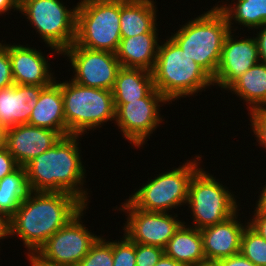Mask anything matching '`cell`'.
I'll list each match as a JSON object with an SVG mask.
<instances>
[{
  "mask_svg": "<svg viewBox=\"0 0 266 266\" xmlns=\"http://www.w3.org/2000/svg\"><path fill=\"white\" fill-rule=\"evenodd\" d=\"M86 205L68 192L30 191L7 221V237H18L33 256L59 229Z\"/></svg>",
  "mask_w": 266,
  "mask_h": 266,
  "instance_id": "6da1fadb",
  "label": "cell"
},
{
  "mask_svg": "<svg viewBox=\"0 0 266 266\" xmlns=\"http://www.w3.org/2000/svg\"><path fill=\"white\" fill-rule=\"evenodd\" d=\"M82 137L72 134L61 137L24 166L30 191L68 192L88 206L92 198L85 187L87 170L81 160L82 145L79 142Z\"/></svg>",
  "mask_w": 266,
  "mask_h": 266,
  "instance_id": "7a4b0ae2",
  "label": "cell"
},
{
  "mask_svg": "<svg viewBox=\"0 0 266 266\" xmlns=\"http://www.w3.org/2000/svg\"><path fill=\"white\" fill-rule=\"evenodd\" d=\"M152 72L156 88L171 104L192 98L213 85L212 77L168 36L160 41ZM192 96V97H191Z\"/></svg>",
  "mask_w": 266,
  "mask_h": 266,
  "instance_id": "3957f363",
  "label": "cell"
},
{
  "mask_svg": "<svg viewBox=\"0 0 266 266\" xmlns=\"http://www.w3.org/2000/svg\"><path fill=\"white\" fill-rule=\"evenodd\" d=\"M191 17L169 35L212 78L220 61L226 36L231 31L225 15L216 7ZM193 18V19H192Z\"/></svg>",
  "mask_w": 266,
  "mask_h": 266,
  "instance_id": "277c9868",
  "label": "cell"
},
{
  "mask_svg": "<svg viewBox=\"0 0 266 266\" xmlns=\"http://www.w3.org/2000/svg\"><path fill=\"white\" fill-rule=\"evenodd\" d=\"M191 158L177 168L161 170L153 179L148 177V181L135 188L127 200L135 208L148 212L174 213V209L186 207L190 180L201 166L204 167L202 155L195 154Z\"/></svg>",
  "mask_w": 266,
  "mask_h": 266,
  "instance_id": "5b68a950",
  "label": "cell"
},
{
  "mask_svg": "<svg viewBox=\"0 0 266 266\" xmlns=\"http://www.w3.org/2000/svg\"><path fill=\"white\" fill-rule=\"evenodd\" d=\"M61 91L66 136L72 134L85 137L88 131L100 130L110 122L115 123L112 91L83 86L70 79L61 81Z\"/></svg>",
  "mask_w": 266,
  "mask_h": 266,
  "instance_id": "8992f818",
  "label": "cell"
},
{
  "mask_svg": "<svg viewBox=\"0 0 266 266\" xmlns=\"http://www.w3.org/2000/svg\"><path fill=\"white\" fill-rule=\"evenodd\" d=\"M207 172L202 166L194 173L189 183L187 210L192 223H184L199 230L221 223L234 215L242 206L220 178ZM188 222V223H187ZM192 224V225H190Z\"/></svg>",
  "mask_w": 266,
  "mask_h": 266,
  "instance_id": "52a82bcc",
  "label": "cell"
},
{
  "mask_svg": "<svg viewBox=\"0 0 266 266\" xmlns=\"http://www.w3.org/2000/svg\"><path fill=\"white\" fill-rule=\"evenodd\" d=\"M62 0H20L19 13L58 56L75 42L77 5Z\"/></svg>",
  "mask_w": 266,
  "mask_h": 266,
  "instance_id": "ba28073f",
  "label": "cell"
},
{
  "mask_svg": "<svg viewBox=\"0 0 266 266\" xmlns=\"http://www.w3.org/2000/svg\"><path fill=\"white\" fill-rule=\"evenodd\" d=\"M75 44L116 53L121 40L120 0H79Z\"/></svg>",
  "mask_w": 266,
  "mask_h": 266,
  "instance_id": "9c48e42d",
  "label": "cell"
},
{
  "mask_svg": "<svg viewBox=\"0 0 266 266\" xmlns=\"http://www.w3.org/2000/svg\"><path fill=\"white\" fill-rule=\"evenodd\" d=\"M89 206H85L65 226L55 232L33 257L47 266H78L100 237L85 226L84 216L88 213L86 211L89 210Z\"/></svg>",
  "mask_w": 266,
  "mask_h": 266,
  "instance_id": "30bf717a",
  "label": "cell"
},
{
  "mask_svg": "<svg viewBox=\"0 0 266 266\" xmlns=\"http://www.w3.org/2000/svg\"><path fill=\"white\" fill-rule=\"evenodd\" d=\"M165 104L171 106V103L156 88L145 98L124 104H114V125L118 130L120 129L119 132L125 141L130 143L131 148L135 150L145 148L147 139H150L162 123L164 124L165 117L160 113V107H165Z\"/></svg>",
  "mask_w": 266,
  "mask_h": 266,
  "instance_id": "8fae6325",
  "label": "cell"
},
{
  "mask_svg": "<svg viewBox=\"0 0 266 266\" xmlns=\"http://www.w3.org/2000/svg\"><path fill=\"white\" fill-rule=\"evenodd\" d=\"M113 211H120L121 214L123 212L122 215L127 216L121 231L130 241L163 249L184 223L178 218L180 214L144 211L135 208L127 199Z\"/></svg>",
  "mask_w": 266,
  "mask_h": 266,
  "instance_id": "7c38bea8",
  "label": "cell"
},
{
  "mask_svg": "<svg viewBox=\"0 0 266 266\" xmlns=\"http://www.w3.org/2000/svg\"><path fill=\"white\" fill-rule=\"evenodd\" d=\"M60 55L71 63L69 67L73 73L70 80L83 86L112 91L121 68L116 53L92 50L73 43Z\"/></svg>",
  "mask_w": 266,
  "mask_h": 266,
  "instance_id": "4fadbf2b",
  "label": "cell"
},
{
  "mask_svg": "<svg viewBox=\"0 0 266 266\" xmlns=\"http://www.w3.org/2000/svg\"><path fill=\"white\" fill-rule=\"evenodd\" d=\"M242 32L230 31L225 38L213 85L226 91L242 74L259 62L257 41ZM235 34H238L237 36ZM240 38V39H239Z\"/></svg>",
  "mask_w": 266,
  "mask_h": 266,
  "instance_id": "5bb4252c",
  "label": "cell"
},
{
  "mask_svg": "<svg viewBox=\"0 0 266 266\" xmlns=\"http://www.w3.org/2000/svg\"><path fill=\"white\" fill-rule=\"evenodd\" d=\"M15 43L8 42L14 84L49 86L56 79L51 58L34 45Z\"/></svg>",
  "mask_w": 266,
  "mask_h": 266,
  "instance_id": "9a60e30c",
  "label": "cell"
},
{
  "mask_svg": "<svg viewBox=\"0 0 266 266\" xmlns=\"http://www.w3.org/2000/svg\"><path fill=\"white\" fill-rule=\"evenodd\" d=\"M241 207L225 221L200 230L206 261H218L240 253L242 234L248 225V220L242 211L243 206ZM241 214L244 216L241 217ZM243 217L244 222L240 219Z\"/></svg>",
  "mask_w": 266,
  "mask_h": 266,
  "instance_id": "2e32d148",
  "label": "cell"
},
{
  "mask_svg": "<svg viewBox=\"0 0 266 266\" xmlns=\"http://www.w3.org/2000/svg\"><path fill=\"white\" fill-rule=\"evenodd\" d=\"M62 136L54 130L19 124L7 130L6 148L19 166L44 153Z\"/></svg>",
  "mask_w": 266,
  "mask_h": 266,
  "instance_id": "e0dca14e",
  "label": "cell"
},
{
  "mask_svg": "<svg viewBox=\"0 0 266 266\" xmlns=\"http://www.w3.org/2000/svg\"><path fill=\"white\" fill-rule=\"evenodd\" d=\"M44 87L14 84L0 89V122L8 129L28 124L32 109Z\"/></svg>",
  "mask_w": 266,
  "mask_h": 266,
  "instance_id": "ac0fdd59",
  "label": "cell"
},
{
  "mask_svg": "<svg viewBox=\"0 0 266 266\" xmlns=\"http://www.w3.org/2000/svg\"><path fill=\"white\" fill-rule=\"evenodd\" d=\"M28 124L57 131L62 137L66 136L61 80H57V76L49 86L41 90Z\"/></svg>",
  "mask_w": 266,
  "mask_h": 266,
  "instance_id": "d6986e66",
  "label": "cell"
},
{
  "mask_svg": "<svg viewBox=\"0 0 266 266\" xmlns=\"http://www.w3.org/2000/svg\"><path fill=\"white\" fill-rule=\"evenodd\" d=\"M159 32H147L132 37H121L117 59L124 68H142L152 71L162 39Z\"/></svg>",
  "mask_w": 266,
  "mask_h": 266,
  "instance_id": "ffe728a7",
  "label": "cell"
},
{
  "mask_svg": "<svg viewBox=\"0 0 266 266\" xmlns=\"http://www.w3.org/2000/svg\"><path fill=\"white\" fill-rule=\"evenodd\" d=\"M156 0H120L121 37L159 32Z\"/></svg>",
  "mask_w": 266,
  "mask_h": 266,
  "instance_id": "44dd1931",
  "label": "cell"
},
{
  "mask_svg": "<svg viewBox=\"0 0 266 266\" xmlns=\"http://www.w3.org/2000/svg\"><path fill=\"white\" fill-rule=\"evenodd\" d=\"M214 6L225 15L231 31L247 28L253 32L266 23V0H218Z\"/></svg>",
  "mask_w": 266,
  "mask_h": 266,
  "instance_id": "7402d4cb",
  "label": "cell"
},
{
  "mask_svg": "<svg viewBox=\"0 0 266 266\" xmlns=\"http://www.w3.org/2000/svg\"><path fill=\"white\" fill-rule=\"evenodd\" d=\"M226 91L243 100L247 111L266 108V64L256 63L242 74ZM248 104V105H247Z\"/></svg>",
  "mask_w": 266,
  "mask_h": 266,
  "instance_id": "603a6c76",
  "label": "cell"
},
{
  "mask_svg": "<svg viewBox=\"0 0 266 266\" xmlns=\"http://www.w3.org/2000/svg\"><path fill=\"white\" fill-rule=\"evenodd\" d=\"M164 253L187 266L206 261L201 231L183 223L168 241Z\"/></svg>",
  "mask_w": 266,
  "mask_h": 266,
  "instance_id": "cb8c5ba5",
  "label": "cell"
},
{
  "mask_svg": "<svg viewBox=\"0 0 266 266\" xmlns=\"http://www.w3.org/2000/svg\"><path fill=\"white\" fill-rule=\"evenodd\" d=\"M154 89L152 72L142 68L121 67L112 89L114 104L145 98Z\"/></svg>",
  "mask_w": 266,
  "mask_h": 266,
  "instance_id": "d4e9b609",
  "label": "cell"
},
{
  "mask_svg": "<svg viewBox=\"0 0 266 266\" xmlns=\"http://www.w3.org/2000/svg\"><path fill=\"white\" fill-rule=\"evenodd\" d=\"M29 192L25 167L19 166L0 180V215L8 221Z\"/></svg>",
  "mask_w": 266,
  "mask_h": 266,
  "instance_id": "484cf974",
  "label": "cell"
},
{
  "mask_svg": "<svg viewBox=\"0 0 266 266\" xmlns=\"http://www.w3.org/2000/svg\"><path fill=\"white\" fill-rule=\"evenodd\" d=\"M240 253L255 266H266V240L249 225L242 234Z\"/></svg>",
  "mask_w": 266,
  "mask_h": 266,
  "instance_id": "4316f807",
  "label": "cell"
},
{
  "mask_svg": "<svg viewBox=\"0 0 266 266\" xmlns=\"http://www.w3.org/2000/svg\"><path fill=\"white\" fill-rule=\"evenodd\" d=\"M100 235L78 266H113V240Z\"/></svg>",
  "mask_w": 266,
  "mask_h": 266,
  "instance_id": "83f0119b",
  "label": "cell"
},
{
  "mask_svg": "<svg viewBox=\"0 0 266 266\" xmlns=\"http://www.w3.org/2000/svg\"><path fill=\"white\" fill-rule=\"evenodd\" d=\"M119 239L113 240V266H136V243L124 234Z\"/></svg>",
  "mask_w": 266,
  "mask_h": 266,
  "instance_id": "f1b7e54d",
  "label": "cell"
},
{
  "mask_svg": "<svg viewBox=\"0 0 266 266\" xmlns=\"http://www.w3.org/2000/svg\"><path fill=\"white\" fill-rule=\"evenodd\" d=\"M250 128V133L253 132V136L259 145V148H264L266 150V108L257 109L252 112L247 113ZM251 123V124H250ZM252 131V132H251ZM266 152V151H264Z\"/></svg>",
  "mask_w": 266,
  "mask_h": 266,
  "instance_id": "f546056e",
  "label": "cell"
},
{
  "mask_svg": "<svg viewBox=\"0 0 266 266\" xmlns=\"http://www.w3.org/2000/svg\"><path fill=\"white\" fill-rule=\"evenodd\" d=\"M164 249L136 243V266H154L164 255Z\"/></svg>",
  "mask_w": 266,
  "mask_h": 266,
  "instance_id": "4dcf8cb0",
  "label": "cell"
},
{
  "mask_svg": "<svg viewBox=\"0 0 266 266\" xmlns=\"http://www.w3.org/2000/svg\"><path fill=\"white\" fill-rule=\"evenodd\" d=\"M12 85H14V81L8 52V43L2 40L0 42V89Z\"/></svg>",
  "mask_w": 266,
  "mask_h": 266,
  "instance_id": "1f68e13d",
  "label": "cell"
},
{
  "mask_svg": "<svg viewBox=\"0 0 266 266\" xmlns=\"http://www.w3.org/2000/svg\"><path fill=\"white\" fill-rule=\"evenodd\" d=\"M19 165L6 147L0 148V180L14 172Z\"/></svg>",
  "mask_w": 266,
  "mask_h": 266,
  "instance_id": "d6a6232c",
  "label": "cell"
},
{
  "mask_svg": "<svg viewBox=\"0 0 266 266\" xmlns=\"http://www.w3.org/2000/svg\"><path fill=\"white\" fill-rule=\"evenodd\" d=\"M248 225L266 240V214L253 213L248 218Z\"/></svg>",
  "mask_w": 266,
  "mask_h": 266,
  "instance_id": "836d02e7",
  "label": "cell"
},
{
  "mask_svg": "<svg viewBox=\"0 0 266 266\" xmlns=\"http://www.w3.org/2000/svg\"><path fill=\"white\" fill-rule=\"evenodd\" d=\"M253 31L254 32L249 31V34L254 33L256 35L254 37H255V39L257 41V45H258L259 62L266 64V23L264 25H262L261 27L256 28Z\"/></svg>",
  "mask_w": 266,
  "mask_h": 266,
  "instance_id": "e575fe53",
  "label": "cell"
},
{
  "mask_svg": "<svg viewBox=\"0 0 266 266\" xmlns=\"http://www.w3.org/2000/svg\"><path fill=\"white\" fill-rule=\"evenodd\" d=\"M220 266H255L251 261L245 258L241 253L222 258L217 261Z\"/></svg>",
  "mask_w": 266,
  "mask_h": 266,
  "instance_id": "d590c367",
  "label": "cell"
},
{
  "mask_svg": "<svg viewBox=\"0 0 266 266\" xmlns=\"http://www.w3.org/2000/svg\"><path fill=\"white\" fill-rule=\"evenodd\" d=\"M266 183V181L264 182ZM260 183L261 187H258V197L256 196L257 200L255 201V207L249 208V209H254L251 213H265L266 214V184ZM264 184V185H262ZM261 189V190H260Z\"/></svg>",
  "mask_w": 266,
  "mask_h": 266,
  "instance_id": "8d00e7d4",
  "label": "cell"
},
{
  "mask_svg": "<svg viewBox=\"0 0 266 266\" xmlns=\"http://www.w3.org/2000/svg\"><path fill=\"white\" fill-rule=\"evenodd\" d=\"M20 0H0V16L8 15L12 12H19ZM7 13V14H6Z\"/></svg>",
  "mask_w": 266,
  "mask_h": 266,
  "instance_id": "74e56055",
  "label": "cell"
},
{
  "mask_svg": "<svg viewBox=\"0 0 266 266\" xmlns=\"http://www.w3.org/2000/svg\"><path fill=\"white\" fill-rule=\"evenodd\" d=\"M154 266H187V265L177 262L173 258L167 257L164 254Z\"/></svg>",
  "mask_w": 266,
  "mask_h": 266,
  "instance_id": "f35d334b",
  "label": "cell"
},
{
  "mask_svg": "<svg viewBox=\"0 0 266 266\" xmlns=\"http://www.w3.org/2000/svg\"><path fill=\"white\" fill-rule=\"evenodd\" d=\"M7 130L8 128L0 122V148L6 147Z\"/></svg>",
  "mask_w": 266,
  "mask_h": 266,
  "instance_id": "ab89813d",
  "label": "cell"
},
{
  "mask_svg": "<svg viewBox=\"0 0 266 266\" xmlns=\"http://www.w3.org/2000/svg\"><path fill=\"white\" fill-rule=\"evenodd\" d=\"M0 239L7 238V221L0 215Z\"/></svg>",
  "mask_w": 266,
  "mask_h": 266,
  "instance_id": "60d3db41",
  "label": "cell"
},
{
  "mask_svg": "<svg viewBox=\"0 0 266 266\" xmlns=\"http://www.w3.org/2000/svg\"><path fill=\"white\" fill-rule=\"evenodd\" d=\"M26 259L28 260V262H30L28 263L30 264V266H47L41 262H38L33 256L26 257Z\"/></svg>",
  "mask_w": 266,
  "mask_h": 266,
  "instance_id": "b9f144b4",
  "label": "cell"
},
{
  "mask_svg": "<svg viewBox=\"0 0 266 266\" xmlns=\"http://www.w3.org/2000/svg\"><path fill=\"white\" fill-rule=\"evenodd\" d=\"M195 266H220L217 261H204L196 264Z\"/></svg>",
  "mask_w": 266,
  "mask_h": 266,
  "instance_id": "7bdbcfd3",
  "label": "cell"
}]
</instances>
